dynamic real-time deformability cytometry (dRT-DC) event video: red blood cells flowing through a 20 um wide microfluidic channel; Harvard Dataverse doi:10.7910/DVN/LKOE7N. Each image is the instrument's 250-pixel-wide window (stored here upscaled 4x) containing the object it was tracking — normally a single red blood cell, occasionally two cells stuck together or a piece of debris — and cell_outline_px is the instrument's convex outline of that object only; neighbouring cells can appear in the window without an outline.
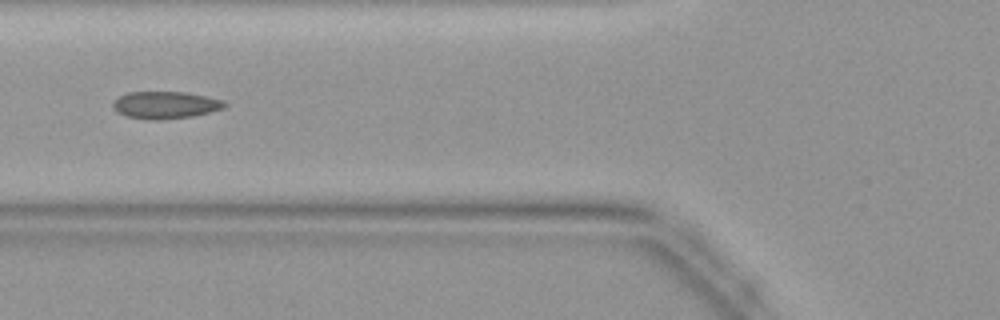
{"species": "common noctule bat (a hibernating species)", "species_latin": "Nyctalus noctula", "temperature_condition": "warm", "stored_images_in_passage": 32, "camera_frame_rate_fps": 3000, "um_per_image_px": 0.085, "animal": {"sex": "female", "body_mass_g": 19.9}, "frame": {"image": 1, "passage_image": 5, "time_ms": 1.333, "image_size_px": [1000, 320], "cell_outline_px": [[228, 104], [224, 108], [192, 116], [160, 120], [148, 120], [128, 116], [116, 112], [112, 104], [112, 100], [116, 96], [128, 92], [184, 92], [224, 100]], "centroid_in_image_um": [14.01, 8.92], "position_along_channel_um": 111.8, "area_um2": 17.8}}